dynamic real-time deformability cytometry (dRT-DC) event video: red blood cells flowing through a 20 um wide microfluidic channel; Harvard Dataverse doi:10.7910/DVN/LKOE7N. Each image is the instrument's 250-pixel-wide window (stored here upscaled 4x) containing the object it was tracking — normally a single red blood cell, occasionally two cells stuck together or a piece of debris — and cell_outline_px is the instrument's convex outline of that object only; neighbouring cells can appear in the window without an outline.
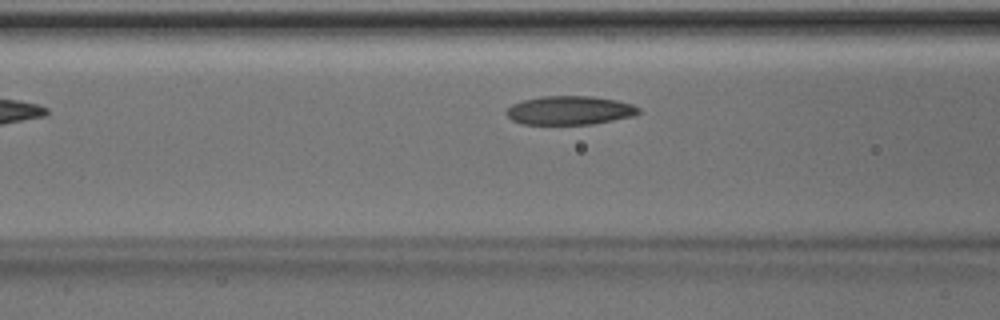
{"species": "Egyptian fruit bat (a non-hibernating species)", "species_latin": "Rousettus aegyptiacus", "temperature_condition": "room temperature", "stored_images_in_passage": 28, "camera_frame_rate_fps": 3000, "um_per_image_px": 0.085, "animal": {"sex": "male"}, "frame": {"image": 1, "passage_image": 5, "time_ms": 1.333, "image_size_px": [1000, 320], "cell_outline_px": [[640, 112], [636, 116], [592, 124], [524, 124], [512, 120], [504, 112], [512, 104], [524, 100], [544, 96], [592, 96], [620, 100], [632, 104], [640, 108]], "centroid_in_image_um": [48.47, 9.38], "position_along_channel_um": 118.1, "area_um2": 22.31}}
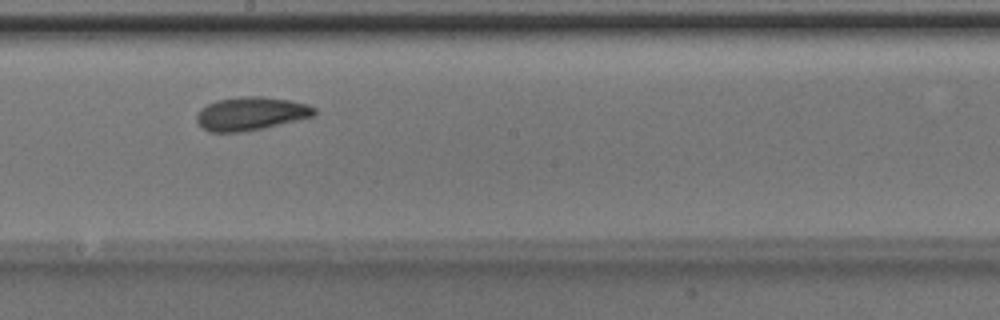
{"frame": {"image": 2, "passage_image": 13, "time_ms": 4.0, "image_size_px": [1000, 320], "cell_outline_px": [[316, 116], [264, 128], [240, 132], [208, 132], [196, 120], [196, 116], [200, 108], [216, 100], [240, 96], [264, 96], [288, 100], [308, 104], [316, 108]], "centroid_in_image_um": [21.34, 9.65], "position_along_channel_um": 226.9, "area_um2": 23.06}}
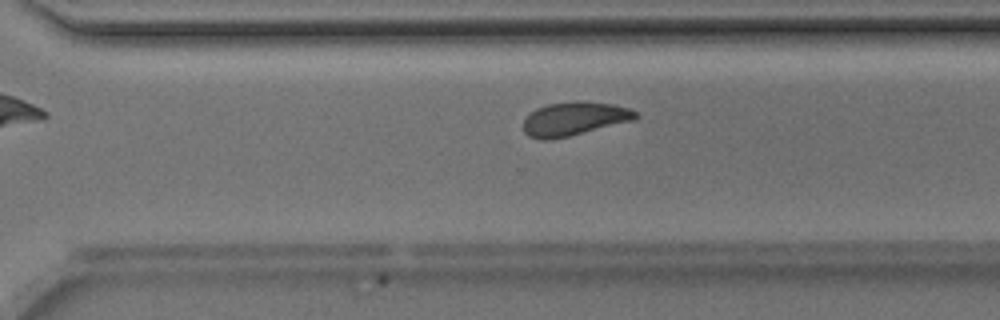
{"frame": {"image": 3, "passage_image": 20, "time_ms": 6.333, "image_size_px": [1000, 320], "cell_outline_px": [[640, 116], [636, 120], [552, 140], [540, 140], [528, 136], [524, 132], [524, 120], [536, 108], [548, 104], [576, 100], [612, 104], [628, 108], [636, 112]], "centroid_in_image_um": [48.83, 10.1], "position_along_channel_um": 321.8, "area_um2": 22.14}}